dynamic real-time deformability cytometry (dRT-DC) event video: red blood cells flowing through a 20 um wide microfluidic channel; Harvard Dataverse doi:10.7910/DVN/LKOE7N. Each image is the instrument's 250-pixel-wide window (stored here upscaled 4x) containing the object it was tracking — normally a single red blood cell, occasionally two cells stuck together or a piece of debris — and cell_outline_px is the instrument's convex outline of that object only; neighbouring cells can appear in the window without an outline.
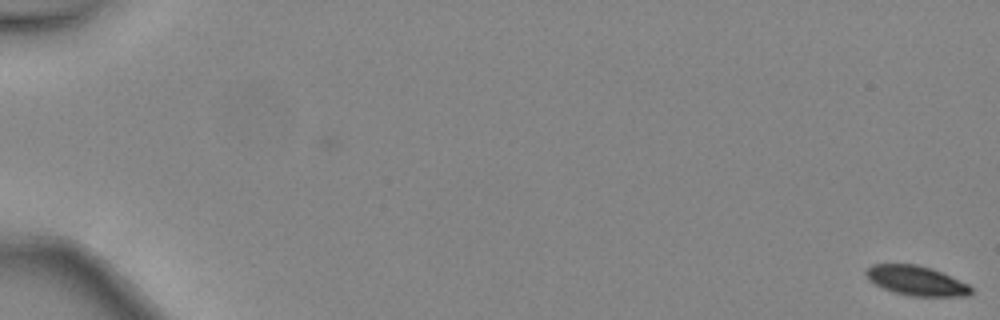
{"species": "common noctule bat (a hibernating species)", "species_latin": "Nyctalus noctula", "temperature_condition": "warm", "stored_images_in_passage": 2, "camera_frame_rate_fps": 3000, "um_per_image_px": 0.085, "animal": {"sex": "female", "body_mass_g": 24.6, "forearm_length_mm": 56.2}, "frame": {"image": 1, "passage_image": 2, "time_ms": 0.333, "image_size_px": [1000, 320], "cell_outline_px": [[972, 292], [968, 296], [908, 296], [884, 288], [868, 280], [864, 272], [872, 264], [916, 264], [932, 268], [968, 284], [972, 288]], "centroid_in_image_um": [77.88, 23.85], "position_along_channel_um": 7.1, "area_um2": 18.03}}